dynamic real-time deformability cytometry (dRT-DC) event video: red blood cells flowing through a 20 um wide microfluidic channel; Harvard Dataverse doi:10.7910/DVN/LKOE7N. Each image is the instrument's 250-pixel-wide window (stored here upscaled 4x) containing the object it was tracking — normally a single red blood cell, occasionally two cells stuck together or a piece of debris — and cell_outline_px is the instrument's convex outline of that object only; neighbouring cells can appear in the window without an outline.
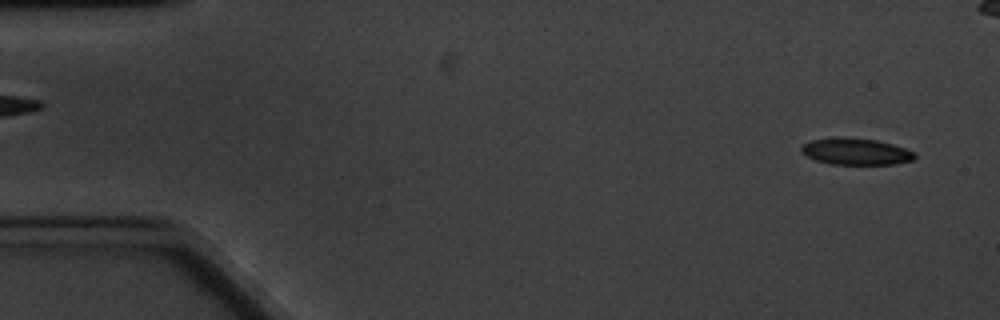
{"species": "common noctule bat (a hibernating species)", "species_latin": "Nyctalus noctula", "temperature_condition": "cold", "stored_images_in_passage": 54, "camera_frame_rate_fps": 3000, "um_per_image_px": 0.085, "animal": {"sex": "male", "body_mass_g": 20.1, "forearm_length_mm": 53.5}, "frame": {"image": 1, "passage_image": 3, "time_ms": 0.667, "image_size_px": [1000, 320], "cell_outline_px": [[916, 156], [912, 160], [892, 164], [832, 164], [816, 160], [808, 156], [800, 148], [804, 144], [812, 140], [836, 136], [844, 136], [876, 140], [892, 144], [904, 148], [912, 152]], "centroid_in_image_um": [72.73, 12.86], "position_along_channel_um": 12.3, "area_um2": 17.4}}
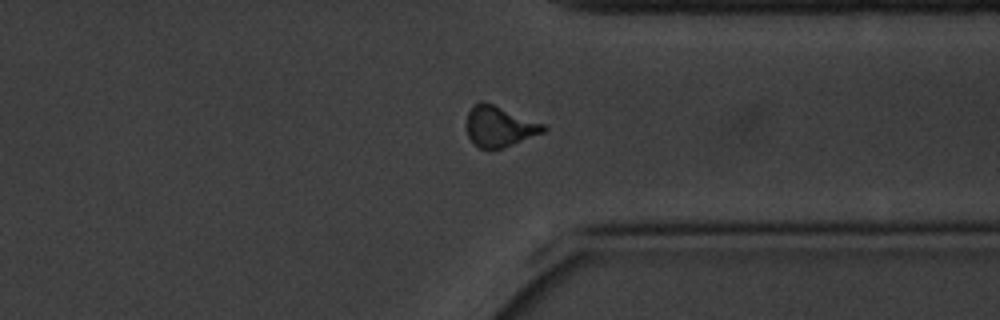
{"frame": {"image": 2, "passage_image": 46, "time_ms": 15.0, "image_size_px": [1000, 320], "cell_outline_px": [[548, 128], [544, 132], [504, 148], [480, 148], [468, 136], [464, 124], [468, 112], [472, 104], [480, 100], [484, 100], [544, 124]], "centroid_in_image_um": [42.41, 10.71], "position_along_channel_um": 369.0, "area_um2": 18.44}}
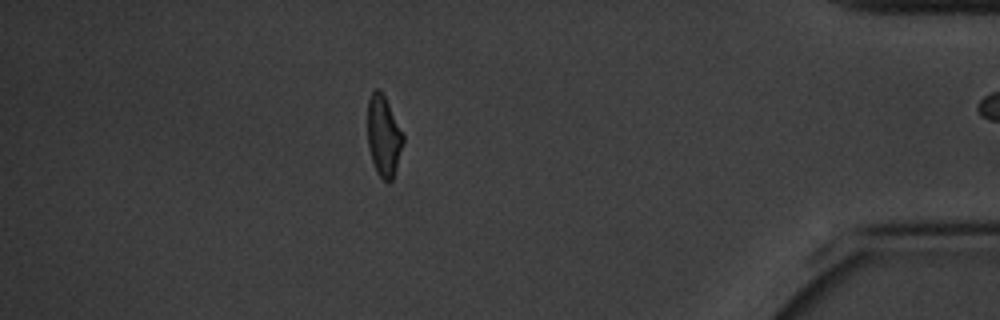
{"frame": {"image": 3, "passage_image": 53, "time_ms": 17.333, "image_size_px": [1000, 320], "cell_outline_px": [[404, 144], [392, 180], [388, 184], [376, 172], [368, 148], [368, 100], [372, 92], [376, 88], [384, 96], [404, 136]], "centroid_in_image_um": [32.61, 11.62], "position_along_channel_um": 402.6, "area_um2": 16.53}}